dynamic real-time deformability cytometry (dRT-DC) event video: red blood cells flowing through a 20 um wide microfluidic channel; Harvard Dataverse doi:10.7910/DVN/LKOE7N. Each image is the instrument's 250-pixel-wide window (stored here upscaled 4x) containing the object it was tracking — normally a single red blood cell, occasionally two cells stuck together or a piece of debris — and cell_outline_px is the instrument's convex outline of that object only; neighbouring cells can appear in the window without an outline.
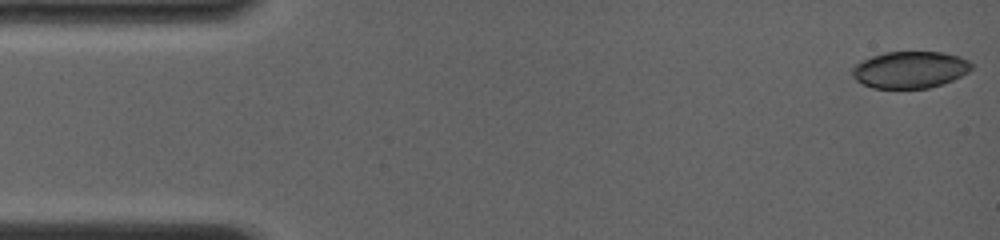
{"species": "common noctule bat (a hibernating species)", "species_latin": "Nyctalus noctula", "temperature_condition": "room temperature", "stored_images_in_passage": 11, "camera_frame_rate_fps": 4000, "um_per_image_px": 0.085, "animal": {"sex": "female", "body_mass_g": 19.0, "forearm_length_mm": 56.7}, "frame": {"image": 1, "passage_image": 1, "time_ms": 0.0, "image_size_px": [1000, 240], "cell_outline_px": [[972, 68], [968, 72], [952, 80], [928, 88], [872, 88], [856, 80], [852, 76], [852, 64], [872, 56], [884, 52], [940, 52], [956, 56], [968, 60], [972, 64]], "centroid_in_image_um": [77.3, 5.92], "position_along_channel_um": 7.7, "area_um2": 25.49}}
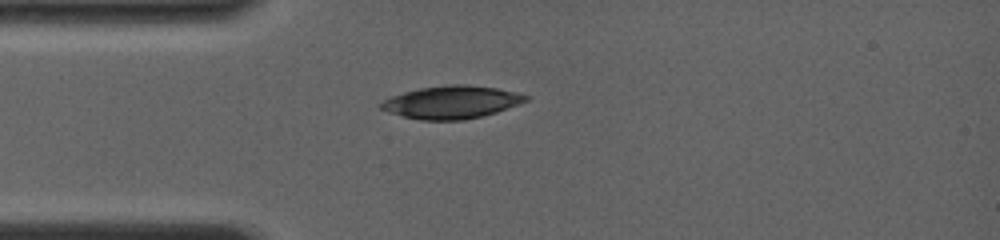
{"frame": {"image": 2, "passage_image": 10, "time_ms": 3.75, "image_size_px": [1000, 240], "cell_outline_px": [[532, 96], [528, 100], [520, 104], [496, 112], [464, 120], [420, 120], [388, 112], [380, 108], [376, 104], [392, 96], [404, 92], [420, 88], [448, 84], [464, 84], [496, 88], [520, 92]], "centroid_in_image_um": [38.41, 8.68], "position_along_channel_um": 46.6, "area_um2": 27.8}}